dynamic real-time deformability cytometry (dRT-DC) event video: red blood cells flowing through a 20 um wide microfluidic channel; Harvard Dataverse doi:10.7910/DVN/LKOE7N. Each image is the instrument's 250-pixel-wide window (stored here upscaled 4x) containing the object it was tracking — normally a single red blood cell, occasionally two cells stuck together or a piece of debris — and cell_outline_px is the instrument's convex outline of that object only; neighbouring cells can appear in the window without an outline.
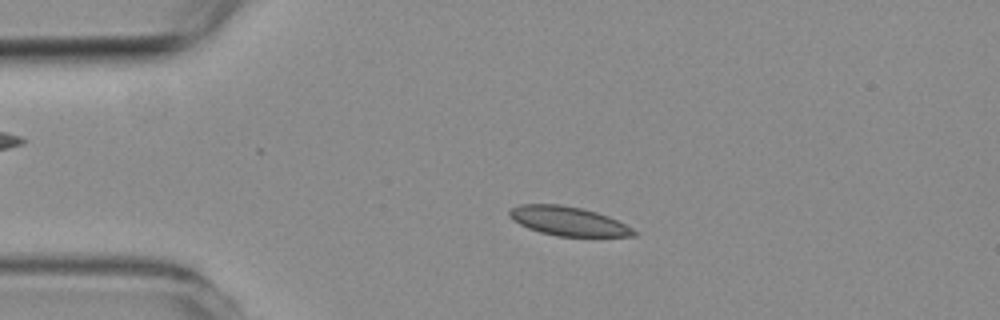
{"species": "common noctule bat (a hibernating species)", "species_latin": "Nyctalus noctula", "temperature_condition": "room temperature", "stored_images_in_passage": 5, "camera_frame_rate_fps": 3000, "um_per_image_px": 0.085, "animal": {"sex": "female", "body_mass_g": 19.3, "forearm_length_mm": 54.1}, "frame": {"image": 1, "passage_image": 4, "time_ms": 3.667, "image_size_px": [1000, 320], "cell_outline_px": [[636, 236], [556, 236], [540, 232], [528, 228], [512, 220], [508, 216], [508, 212], [512, 208], [520, 204], [560, 204], [580, 208], [596, 212], [608, 216], [632, 228], [636, 232]], "centroid_in_image_um": [48.26, 18.79], "position_along_channel_um": 36.7, "area_um2": 20.92}}